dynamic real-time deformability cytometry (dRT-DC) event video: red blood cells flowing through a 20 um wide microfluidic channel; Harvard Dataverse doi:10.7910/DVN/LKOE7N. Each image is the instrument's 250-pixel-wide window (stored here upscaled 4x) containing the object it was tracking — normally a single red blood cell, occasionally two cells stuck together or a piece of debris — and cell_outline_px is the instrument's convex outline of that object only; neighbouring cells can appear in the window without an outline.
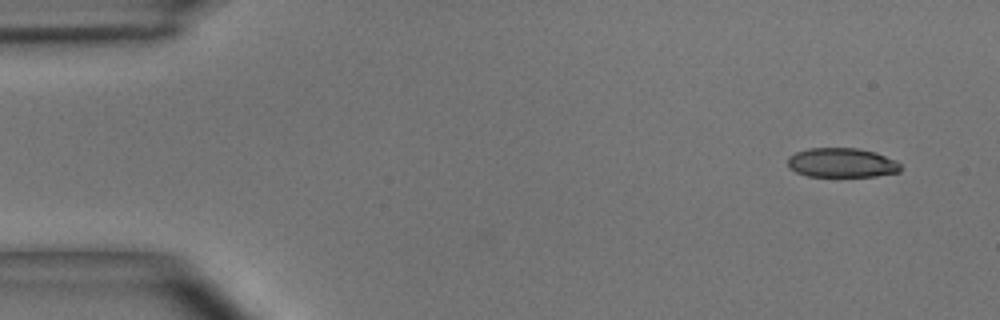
{"species": "common noctule bat (a hibernating species)", "species_latin": "Nyctalus noctula", "temperature_condition": "room temperature", "stored_images_in_passage": 5, "camera_frame_rate_fps": 3000, "um_per_image_px": 0.085, "animal": {"sex": "male", "body_mass_g": 15.6}, "frame": {"image": 1, "passage_image": 1, "time_ms": 0.0, "image_size_px": [1000, 320], "cell_outline_px": [[900, 172], [876, 176], [808, 176], [796, 172], [788, 168], [788, 156], [796, 152], [808, 148], [856, 148], [876, 152], [896, 160], [900, 164]], "centroid_in_image_um": [71.54, 13.83], "position_along_channel_um": 13.5, "area_um2": 19.42}}